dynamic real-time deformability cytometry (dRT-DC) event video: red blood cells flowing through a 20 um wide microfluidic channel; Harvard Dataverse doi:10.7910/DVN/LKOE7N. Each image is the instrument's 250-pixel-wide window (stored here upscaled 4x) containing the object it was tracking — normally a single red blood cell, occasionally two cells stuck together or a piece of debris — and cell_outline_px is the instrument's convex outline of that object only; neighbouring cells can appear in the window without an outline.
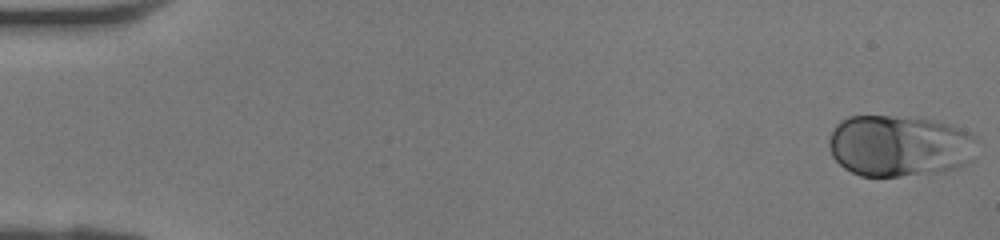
{"species": "human", "species_latin": "Homo sapiens", "temperature_condition": "room temperature", "stored_images_in_passage": 41, "camera_frame_rate_fps": 3000, "um_per_image_px": 0.085, "donor": {"sex": "female"}, "frame": {"image": 1, "passage_image": 1, "time_ms": 0.0, "image_size_px": [1000, 240], "cell_outline_px": [[980, 140], [964, 164], [956, 168], [900, 176], [860, 176], [844, 168], [832, 156], [828, 148], [828, 140], [836, 124], [840, 120], [848, 116], [888, 116], [932, 120], [948, 124], [960, 128], [976, 136]], "centroid_in_image_um": [76.39, 12.38], "position_along_channel_um": 8.6, "area_um2": 52.66}}
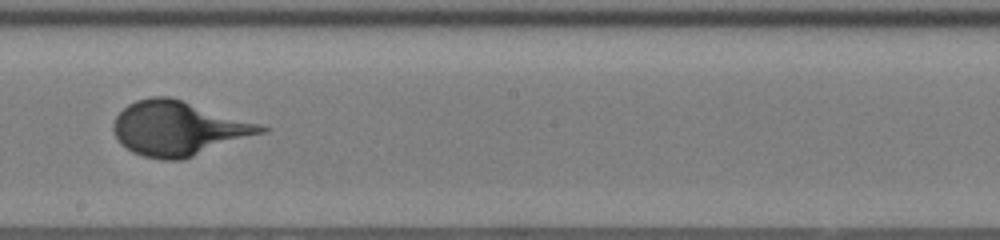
{"frame": {"image": 2, "passage_image": 24, "time_ms": 7.667, "image_size_px": [1000, 240], "cell_outline_px": [[272, 128], [264, 132], [184, 160], [160, 160], [144, 156], [132, 152], [120, 144], [112, 128], [112, 124], [116, 116], [128, 104], [136, 100], [152, 96], [168, 96], [260, 124]], "centroid_in_image_um": [15.13, 10.93], "position_along_channel_um": 233.1, "area_um2": 46.59}}
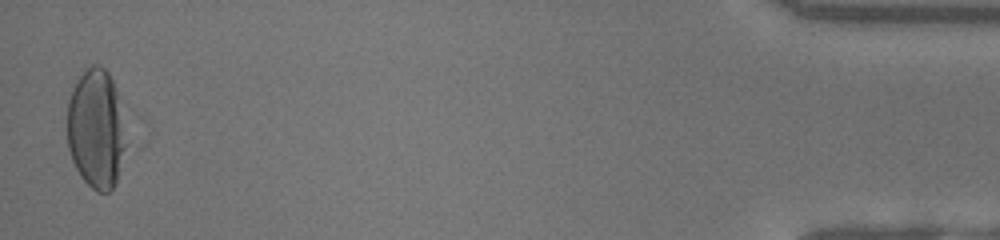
{"frame": {"image": 3, "passage_image": 41, "time_ms": 13.333, "image_size_px": [1000, 240], "cell_outline_px": [[128, 148], [116, 180], [112, 188], [108, 192], [96, 192], [80, 176], [72, 160], [68, 148], [68, 100], [72, 88], [76, 80], [92, 64], [100, 64], [108, 72], [116, 88]], "centroid_in_image_um": [8.18, 10.97], "position_along_channel_um": 427.0, "area_um2": 41.15}}